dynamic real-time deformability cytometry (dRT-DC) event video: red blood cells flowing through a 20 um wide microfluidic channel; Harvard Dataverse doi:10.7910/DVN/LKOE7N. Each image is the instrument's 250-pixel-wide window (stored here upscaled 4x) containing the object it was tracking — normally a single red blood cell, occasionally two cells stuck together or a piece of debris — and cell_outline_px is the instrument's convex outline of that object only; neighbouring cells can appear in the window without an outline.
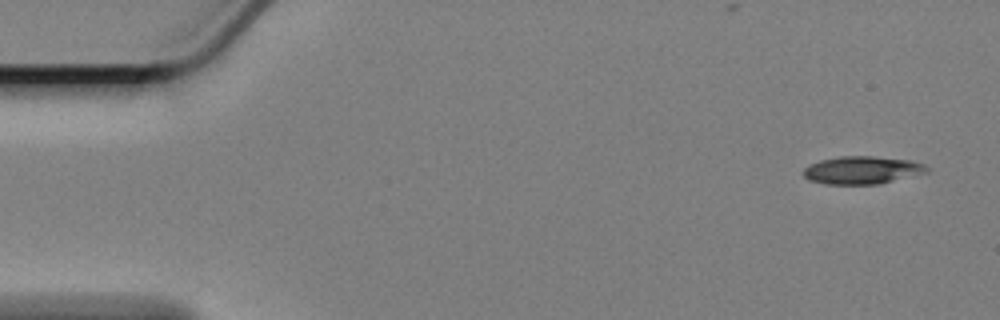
{"species": "Egyptian fruit bat (a non-hibernating species)", "species_latin": "Rousettus aegyptiacus", "temperature_condition": "cold", "stored_images_in_passage": 18, "camera_frame_rate_fps": 3000, "um_per_image_px": 0.085, "animal": {"sex": "female"}, "frame": {"image": 1, "passage_image": 1, "time_ms": 0.0, "image_size_px": [1000, 320], "cell_outline_px": [[928, 172], [880, 184], [824, 184], [808, 180], [804, 176], [804, 168], [820, 160], [840, 156], [872, 156], [908, 160], [924, 164], [928, 168]], "centroid_in_image_um": [73.27, 14.47], "position_along_channel_um": 11.7, "area_um2": 19.88}}
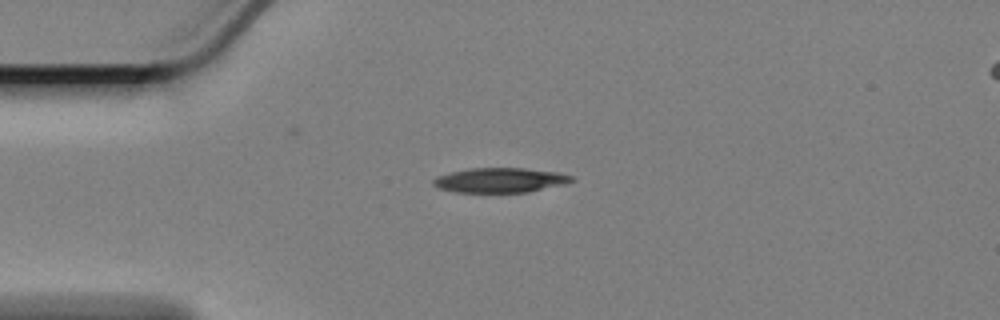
{"frame": {"image": 2, "passage_image": 12, "time_ms": 3.667, "image_size_px": [1000, 320], "cell_outline_px": [[576, 180], [564, 184], [528, 192], [456, 192], [436, 188], [432, 184], [432, 180], [436, 176], [452, 172], [472, 168], [524, 168], [560, 172], [572, 176]], "centroid_in_image_um": [42.51, 15.31], "position_along_channel_um": 42.5, "area_um2": 20.0}}
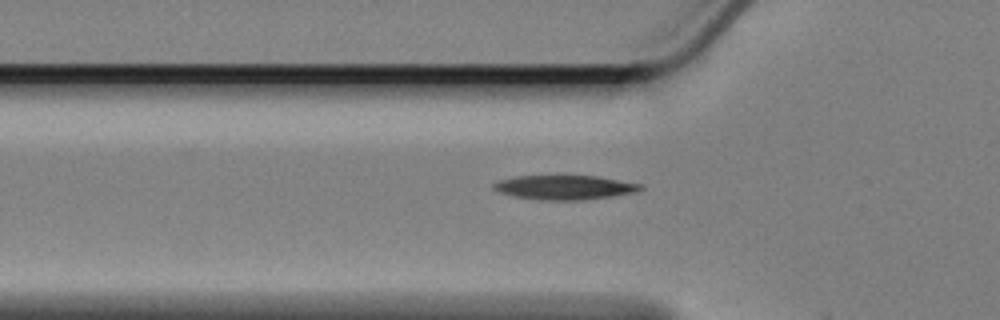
{"frame": {"image": 3, "passage_image": 17, "time_ms": 5.333, "image_size_px": [1000, 320], "cell_outline_px": [[644, 188], [636, 192], [612, 196], [584, 200], [536, 200], [512, 196], [500, 192], [492, 188], [492, 184], [500, 180], [516, 176], [600, 176], [644, 184]], "centroid_in_image_um": [48.03, 15.93], "position_along_channel_um": 77.8, "area_um2": 21.04}}